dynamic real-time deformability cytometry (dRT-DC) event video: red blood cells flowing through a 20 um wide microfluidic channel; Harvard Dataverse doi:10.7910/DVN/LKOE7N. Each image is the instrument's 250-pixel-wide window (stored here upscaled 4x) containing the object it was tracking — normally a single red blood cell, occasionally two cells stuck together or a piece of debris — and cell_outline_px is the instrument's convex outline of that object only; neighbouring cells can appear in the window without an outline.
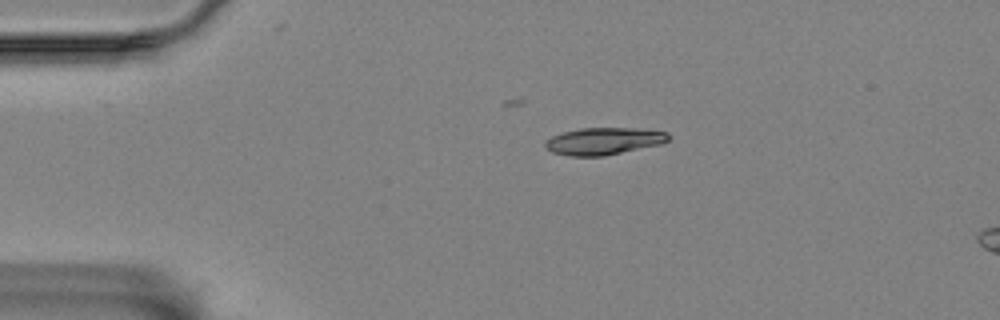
{"species": "Egyptian fruit bat (a non-hibernating species)", "species_latin": "Rousettus aegyptiacus", "temperature_condition": "room temperature", "stored_images_in_passage": 7, "camera_frame_rate_fps": 3000, "um_per_image_px": 0.085, "animal": {"sex": "female"}, "frame": {"image": 1, "passage_image": 1, "time_ms": 0.0, "image_size_px": [1000, 320], "cell_outline_px": [[668, 140], [660, 144], [604, 156], [568, 156], [552, 152], [544, 144], [544, 140], [552, 136], [564, 132], [580, 128], [636, 128], [668, 132]], "centroid_in_image_um": [51.29, 11.99], "position_along_channel_um": 33.7, "area_um2": 19.36}}